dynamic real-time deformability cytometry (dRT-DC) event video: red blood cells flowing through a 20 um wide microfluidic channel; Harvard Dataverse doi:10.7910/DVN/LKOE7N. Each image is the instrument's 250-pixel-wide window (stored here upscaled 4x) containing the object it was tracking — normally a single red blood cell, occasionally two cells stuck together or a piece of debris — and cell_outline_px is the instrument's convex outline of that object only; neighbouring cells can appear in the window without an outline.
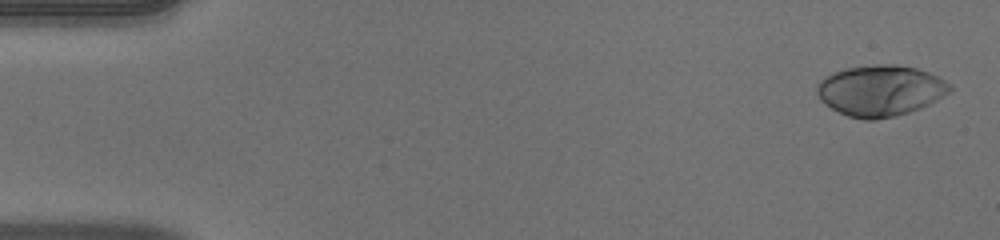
{"species": "human", "species_latin": "Homo sapiens", "temperature_condition": "warm", "stored_images_in_passage": 51, "camera_frame_rate_fps": 3000, "um_per_image_px": 0.085, "donor": {"sex": "male"}, "frame": {"image": 1, "passage_image": 2, "time_ms": 0.333, "image_size_px": [1000, 240], "cell_outline_px": [[952, 88], [944, 96], [920, 108], [896, 116], [876, 120], [864, 120], [848, 116], [832, 108], [820, 100], [816, 92], [816, 84], [824, 76], [832, 72], [844, 68], [876, 64], [896, 64], [916, 68], [928, 72], [952, 84]], "centroid_in_image_um": [74.8, 7.69], "position_along_channel_um": 10.2, "area_um2": 39.65}}
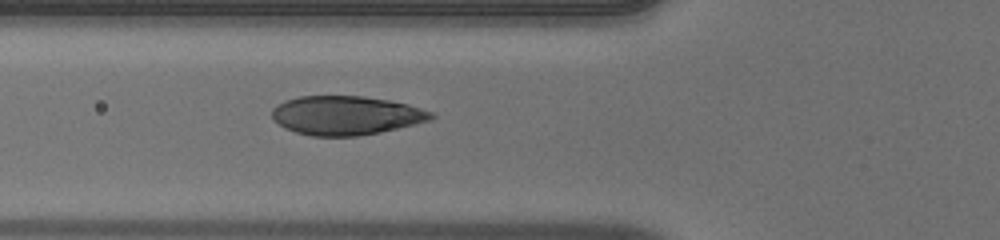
{"frame": {"image": 2, "passage_image": 19, "time_ms": 6.0, "image_size_px": [1000, 240], "cell_outline_px": [[436, 116], [432, 120], [380, 132], [356, 136], [312, 136], [296, 132], [284, 128], [272, 120], [272, 108], [276, 104], [284, 100], [300, 96], [364, 96], [388, 100], [408, 104], [432, 112]], "centroid_in_image_um": [29.38, 9.8], "position_along_channel_um": 96.4, "area_um2": 36.3}}
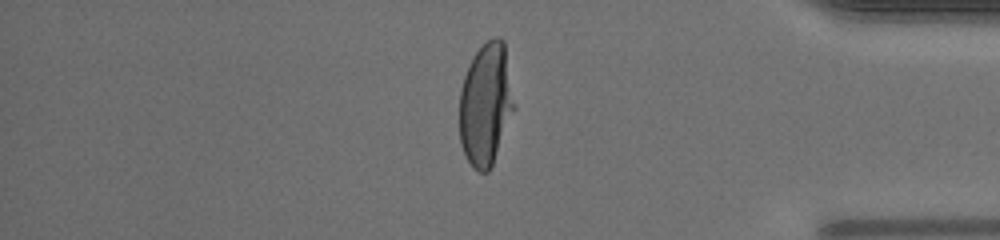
{"frame": {"image": 3, "passage_image": 43, "time_ms": 14.0, "image_size_px": [1000, 240], "cell_outline_px": [[516, 108], [492, 164], [488, 172], [480, 172], [468, 160], [460, 144], [460, 88], [468, 64], [472, 56], [492, 36], [500, 36], [504, 40]], "centroid_in_image_um": [41.31, 8.82], "position_along_channel_um": 393.9, "area_um2": 39.19}, "authors_computed_cell_mechanics": {"area_um2": 38.2636, "velocity_mm_per_s": 4.038, "shape_relaxation_time_tau1_ms": 3.9032, "shape_relaxation_time_tau2_ms": null, "deformation_change_tau1": 0.2287, "deformation_change_tau2": null}}